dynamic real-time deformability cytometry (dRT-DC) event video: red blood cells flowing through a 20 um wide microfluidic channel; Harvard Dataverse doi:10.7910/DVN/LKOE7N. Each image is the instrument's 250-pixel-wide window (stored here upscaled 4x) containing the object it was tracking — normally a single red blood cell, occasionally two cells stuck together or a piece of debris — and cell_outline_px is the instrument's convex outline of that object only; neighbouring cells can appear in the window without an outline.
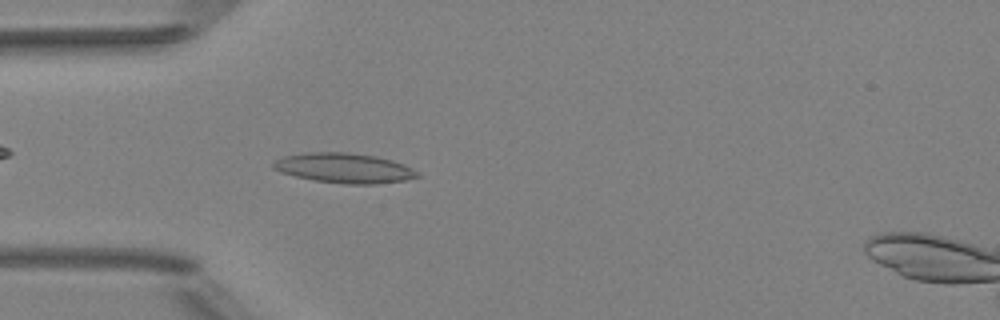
{"species": "Egyptian fruit bat (a non-hibernating species)", "species_latin": "Rousettus aegyptiacus", "temperature_condition": "room temperature", "stored_images_in_passage": 50, "camera_frame_rate_fps": 3000, "um_per_image_px": 0.085, "animal": {"sex": "female"}, "frame": {"image": 1, "passage_image": 14, "time_ms": 4.333, "image_size_px": [1000, 320], "cell_outline_px": [[420, 176], [404, 180], [376, 184], [344, 184], [312, 180], [280, 172], [272, 168], [272, 164], [276, 160], [284, 156], [304, 152], [348, 152], [376, 156], [392, 160], [404, 164], [420, 172]], "centroid_in_image_um": [29.26, 14.28], "position_along_channel_um": 55.7, "area_um2": 25.26}}
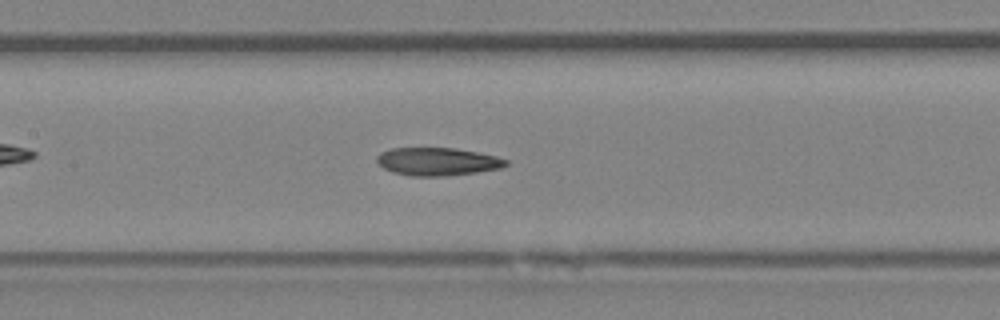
{"frame": {"image": 2, "passage_image": 23, "time_ms": 7.333, "image_size_px": [1000, 320], "cell_outline_px": [[508, 164], [500, 168], [476, 172], [444, 176], [412, 176], [392, 172], [384, 168], [376, 160], [376, 156], [380, 152], [392, 148], [456, 148], [480, 152], [496, 156], [508, 160]], "centroid_in_image_um": [37.18, 13.72], "position_along_channel_um": 170.2, "area_um2": 21.04}}
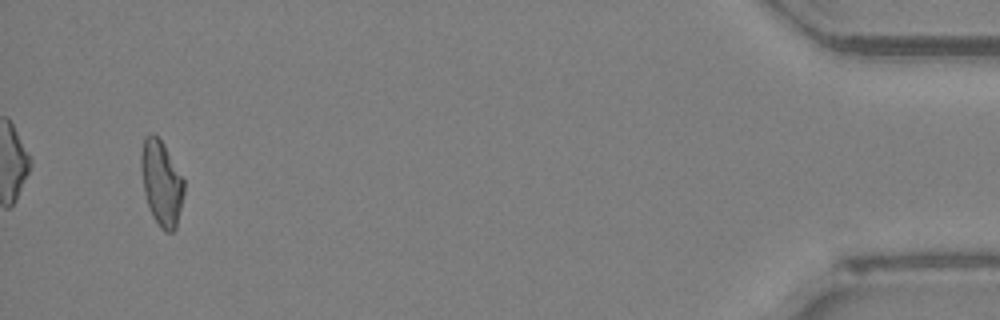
{"frame": {"image": 3, "passage_image": 48, "time_ms": 15.667, "image_size_px": [1000, 320], "cell_outline_px": [[184, 192], [176, 228], [172, 232], [164, 232], [160, 228], [152, 216], [144, 192], [140, 168], [140, 152], [144, 136], [148, 132], [152, 132], [164, 144], [184, 180]], "centroid_in_image_um": [13.7, 15.53], "position_along_channel_um": 421.5, "area_um2": 21.44}, "authors_computed_cell_mechanics": {"area_um2": 21.3571, "velocity_mm_per_s": 4.003, "shape_relaxation_time_tau1_ms": null, "shape_relaxation_time_tau2_ms": 4.2955, "deformation_change_tau1": null, "deformation_change_tau2": 0.1182}}